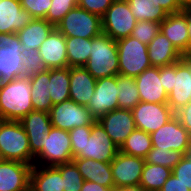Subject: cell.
Returning a JSON list of instances; mask_svg holds the SVG:
<instances>
[{
    "label": "cell",
    "instance_id": "cell-32",
    "mask_svg": "<svg viewBox=\"0 0 191 191\" xmlns=\"http://www.w3.org/2000/svg\"><path fill=\"white\" fill-rule=\"evenodd\" d=\"M152 147L150 134L143 130L135 129L121 145L119 151L127 155L145 158Z\"/></svg>",
    "mask_w": 191,
    "mask_h": 191
},
{
    "label": "cell",
    "instance_id": "cell-23",
    "mask_svg": "<svg viewBox=\"0 0 191 191\" xmlns=\"http://www.w3.org/2000/svg\"><path fill=\"white\" fill-rule=\"evenodd\" d=\"M96 79L81 66L70 67V99L82 106H88L94 94Z\"/></svg>",
    "mask_w": 191,
    "mask_h": 191
},
{
    "label": "cell",
    "instance_id": "cell-10",
    "mask_svg": "<svg viewBox=\"0 0 191 191\" xmlns=\"http://www.w3.org/2000/svg\"><path fill=\"white\" fill-rule=\"evenodd\" d=\"M150 138L154 148L175 150L183 155H186L191 148V135L176 116L151 133Z\"/></svg>",
    "mask_w": 191,
    "mask_h": 191
},
{
    "label": "cell",
    "instance_id": "cell-29",
    "mask_svg": "<svg viewBox=\"0 0 191 191\" xmlns=\"http://www.w3.org/2000/svg\"><path fill=\"white\" fill-rule=\"evenodd\" d=\"M48 89L53 105L70 99V67L50 69Z\"/></svg>",
    "mask_w": 191,
    "mask_h": 191
},
{
    "label": "cell",
    "instance_id": "cell-38",
    "mask_svg": "<svg viewBox=\"0 0 191 191\" xmlns=\"http://www.w3.org/2000/svg\"><path fill=\"white\" fill-rule=\"evenodd\" d=\"M160 32V23L148 20L137 21L130 36L136 38L141 43L148 45Z\"/></svg>",
    "mask_w": 191,
    "mask_h": 191
},
{
    "label": "cell",
    "instance_id": "cell-30",
    "mask_svg": "<svg viewBox=\"0 0 191 191\" xmlns=\"http://www.w3.org/2000/svg\"><path fill=\"white\" fill-rule=\"evenodd\" d=\"M172 174V169L161 166L145 163L140 180V186L145 191H160L166 180Z\"/></svg>",
    "mask_w": 191,
    "mask_h": 191
},
{
    "label": "cell",
    "instance_id": "cell-16",
    "mask_svg": "<svg viewBox=\"0 0 191 191\" xmlns=\"http://www.w3.org/2000/svg\"><path fill=\"white\" fill-rule=\"evenodd\" d=\"M98 121L119 148L136 129L132 111L129 109H115L101 116Z\"/></svg>",
    "mask_w": 191,
    "mask_h": 191
},
{
    "label": "cell",
    "instance_id": "cell-4",
    "mask_svg": "<svg viewBox=\"0 0 191 191\" xmlns=\"http://www.w3.org/2000/svg\"><path fill=\"white\" fill-rule=\"evenodd\" d=\"M23 51L17 33H0V89L4 82L25 76Z\"/></svg>",
    "mask_w": 191,
    "mask_h": 191
},
{
    "label": "cell",
    "instance_id": "cell-28",
    "mask_svg": "<svg viewBox=\"0 0 191 191\" xmlns=\"http://www.w3.org/2000/svg\"><path fill=\"white\" fill-rule=\"evenodd\" d=\"M50 79V69L45 72L29 76L31 86V101L34 111L50 112L53 104L50 99L48 83Z\"/></svg>",
    "mask_w": 191,
    "mask_h": 191
},
{
    "label": "cell",
    "instance_id": "cell-3",
    "mask_svg": "<svg viewBox=\"0 0 191 191\" xmlns=\"http://www.w3.org/2000/svg\"><path fill=\"white\" fill-rule=\"evenodd\" d=\"M0 155L3 160L34 165L28 136L20 121L0 119Z\"/></svg>",
    "mask_w": 191,
    "mask_h": 191
},
{
    "label": "cell",
    "instance_id": "cell-44",
    "mask_svg": "<svg viewBox=\"0 0 191 191\" xmlns=\"http://www.w3.org/2000/svg\"><path fill=\"white\" fill-rule=\"evenodd\" d=\"M175 116L179 119L180 124L191 135V101L176 111Z\"/></svg>",
    "mask_w": 191,
    "mask_h": 191
},
{
    "label": "cell",
    "instance_id": "cell-19",
    "mask_svg": "<svg viewBox=\"0 0 191 191\" xmlns=\"http://www.w3.org/2000/svg\"><path fill=\"white\" fill-rule=\"evenodd\" d=\"M141 102L167 103L168 94L162 86L159 67L151 66L135 77Z\"/></svg>",
    "mask_w": 191,
    "mask_h": 191
},
{
    "label": "cell",
    "instance_id": "cell-54",
    "mask_svg": "<svg viewBox=\"0 0 191 191\" xmlns=\"http://www.w3.org/2000/svg\"><path fill=\"white\" fill-rule=\"evenodd\" d=\"M24 191H33L32 189H31V187L29 186L26 190H24Z\"/></svg>",
    "mask_w": 191,
    "mask_h": 191
},
{
    "label": "cell",
    "instance_id": "cell-20",
    "mask_svg": "<svg viewBox=\"0 0 191 191\" xmlns=\"http://www.w3.org/2000/svg\"><path fill=\"white\" fill-rule=\"evenodd\" d=\"M38 50L48 69L68 67L66 37L56 27L42 42Z\"/></svg>",
    "mask_w": 191,
    "mask_h": 191
},
{
    "label": "cell",
    "instance_id": "cell-2",
    "mask_svg": "<svg viewBox=\"0 0 191 191\" xmlns=\"http://www.w3.org/2000/svg\"><path fill=\"white\" fill-rule=\"evenodd\" d=\"M117 42L105 33L91 38V51L84 68L97 80L119 75Z\"/></svg>",
    "mask_w": 191,
    "mask_h": 191
},
{
    "label": "cell",
    "instance_id": "cell-12",
    "mask_svg": "<svg viewBox=\"0 0 191 191\" xmlns=\"http://www.w3.org/2000/svg\"><path fill=\"white\" fill-rule=\"evenodd\" d=\"M136 129L153 133L166 124L175 113L167 103L139 102L132 110Z\"/></svg>",
    "mask_w": 191,
    "mask_h": 191
},
{
    "label": "cell",
    "instance_id": "cell-43",
    "mask_svg": "<svg viewBox=\"0 0 191 191\" xmlns=\"http://www.w3.org/2000/svg\"><path fill=\"white\" fill-rule=\"evenodd\" d=\"M115 0H78V7L102 17Z\"/></svg>",
    "mask_w": 191,
    "mask_h": 191
},
{
    "label": "cell",
    "instance_id": "cell-6",
    "mask_svg": "<svg viewBox=\"0 0 191 191\" xmlns=\"http://www.w3.org/2000/svg\"><path fill=\"white\" fill-rule=\"evenodd\" d=\"M69 131L52 127L45 137L42 150L34 157V165L57 166L72 162Z\"/></svg>",
    "mask_w": 191,
    "mask_h": 191
},
{
    "label": "cell",
    "instance_id": "cell-13",
    "mask_svg": "<svg viewBox=\"0 0 191 191\" xmlns=\"http://www.w3.org/2000/svg\"><path fill=\"white\" fill-rule=\"evenodd\" d=\"M118 94L117 76L96 80L94 94L87 106L96 120L115 109H119Z\"/></svg>",
    "mask_w": 191,
    "mask_h": 191
},
{
    "label": "cell",
    "instance_id": "cell-17",
    "mask_svg": "<svg viewBox=\"0 0 191 191\" xmlns=\"http://www.w3.org/2000/svg\"><path fill=\"white\" fill-rule=\"evenodd\" d=\"M20 123L28 136L31 154L35 157L42 150L45 137L52 128L50 115L45 111H31Z\"/></svg>",
    "mask_w": 191,
    "mask_h": 191
},
{
    "label": "cell",
    "instance_id": "cell-18",
    "mask_svg": "<svg viewBox=\"0 0 191 191\" xmlns=\"http://www.w3.org/2000/svg\"><path fill=\"white\" fill-rule=\"evenodd\" d=\"M32 165L14 160L0 162V191H24L30 184Z\"/></svg>",
    "mask_w": 191,
    "mask_h": 191
},
{
    "label": "cell",
    "instance_id": "cell-35",
    "mask_svg": "<svg viewBox=\"0 0 191 191\" xmlns=\"http://www.w3.org/2000/svg\"><path fill=\"white\" fill-rule=\"evenodd\" d=\"M184 155L181 152L175 150H167L161 148H154L146 155L145 163L154 165H161L173 169L182 159Z\"/></svg>",
    "mask_w": 191,
    "mask_h": 191
},
{
    "label": "cell",
    "instance_id": "cell-27",
    "mask_svg": "<svg viewBox=\"0 0 191 191\" xmlns=\"http://www.w3.org/2000/svg\"><path fill=\"white\" fill-rule=\"evenodd\" d=\"M54 28L55 26L46 19H33L22 30L17 32L23 50L31 48L38 50Z\"/></svg>",
    "mask_w": 191,
    "mask_h": 191
},
{
    "label": "cell",
    "instance_id": "cell-11",
    "mask_svg": "<svg viewBox=\"0 0 191 191\" xmlns=\"http://www.w3.org/2000/svg\"><path fill=\"white\" fill-rule=\"evenodd\" d=\"M119 152L104 127L97 120L91 125V135L84 143V149L75 158H89L95 161L111 163Z\"/></svg>",
    "mask_w": 191,
    "mask_h": 191
},
{
    "label": "cell",
    "instance_id": "cell-45",
    "mask_svg": "<svg viewBox=\"0 0 191 191\" xmlns=\"http://www.w3.org/2000/svg\"><path fill=\"white\" fill-rule=\"evenodd\" d=\"M159 76L162 78L163 87L169 94L173 89V64L159 67Z\"/></svg>",
    "mask_w": 191,
    "mask_h": 191
},
{
    "label": "cell",
    "instance_id": "cell-7",
    "mask_svg": "<svg viewBox=\"0 0 191 191\" xmlns=\"http://www.w3.org/2000/svg\"><path fill=\"white\" fill-rule=\"evenodd\" d=\"M65 37L95 38L102 33L101 17L75 7L56 25Z\"/></svg>",
    "mask_w": 191,
    "mask_h": 191
},
{
    "label": "cell",
    "instance_id": "cell-47",
    "mask_svg": "<svg viewBox=\"0 0 191 191\" xmlns=\"http://www.w3.org/2000/svg\"><path fill=\"white\" fill-rule=\"evenodd\" d=\"M156 7L163 8L167 14L177 13L182 10L176 0H152Z\"/></svg>",
    "mask_w": 191,
    "mask_h": 191
},
{
    "label": "cell",
    "instance_id": "cell-9",
    "mask_svg": "<svg viewBox=\"0 0 191 191\" xmlns=\"http://www.w3.org/2000/svg\"><path fill=\"white\" fill-rule=\"evenodd\" d=\"M101 21L102 32L115 41L130 36L137 23L126 0H115Z\"/></svg>",
    "mask_w": 191,
    "mask_h": 191
},
{
    "label": "cell",
    "instance_id": "cell-8",
    "mask_svg": "<svg viewBox=\"0 0 191 191\" xmlns=\"http://www.w3.org/2000/svg\"><path fill=\"white\" fill-rule=\"evenodd\" d=\"M49 115L52 127L65 131L93 125L97 121L87 106L79 105L71 99L53 105Z\"/></svg>",
    "mask_w": 191,
    "mask_h": 191
},
{
    "label": "cell",
    "instance_id": "cell-42",
    "mask_svg": "<svg viewBox=\"0 0 191 191\" xmlns=\"http://www.w3.org/2000/svg\"><path fill=\"white\" fill-rule=\"evenodd\" d=\"M172 174L191 191V160L186 155L172 169Z\"/></svg>",
    "mask_w": 191,
    "mask_h": 191
},
{
    "label": "cell",
    "instance_id": "cell-14",
    "mask_svg": "<svg viewBox=\"0 0 191 191\" xmlns=\"http://www.w3.org/2000/svg\"><path fill=\"white\" fill-rule=\"evenodd\" d=\"M111 171L115 188L140 185L145 159L118 152L111 161Z\"/></svg>",
    "mask_w": 191,
    "mask_h": 191
},
{
    "label": "cell",
    "instance_id": "cell-53",
    "mask_svg": "<svg viewBox=\"0 0 191 191\" xmlns=\"http://www.w3.org/2000/svg\"><path fill=\"white\" fill-rule=\"evenodd\" d=\"M186 58L191 62V54L186 56Z\"/></svg>",
    "mask_w": 191,
    "mask_h": 191
},
{
    "label": "cell",
    "instance_id": "cell-51",
    "mask_svg": "<svg viewBox=\"0 0 191 191\" xmlns=\"http://www.w3.org/2000/svg\"><path fill=\"white\" fill-rule=\"evenodd\" d=\"M176 1L181 8L191 5V0H176Z\"/></svg>",
    "mask_w": 191,
    "mask_h": 191
},
{
    "label": "cell",
    "instance_id": "cell-46",
    "mask_svg": "<svg viewBox=\"0 0 191 191\" xmlns=\"http://www.w3.org/2000/svg\"><path fill=\"white\" fill-rule=\"evenodd\" d=\"M160 191H190L185 185H183L179 179L171 174L166 180Z\"/></svg>",
    "mask_w": 191,
    "mask_h": 191
},
{
    "label": "cell",
    "instance_id": "cell-37",
    "mask_svg": "<svg viewBox=\"0 0 191 191\" xmlns=\"http://www.w3.org/2000/svg\"><path fill=\"white\" fill-rule=\"evenodd\" d=\"M77 6L78 0H51L50 9L45 19L56 27L63 17Z\"/></svg>",
    "mask_w": 191,
    "mask_h": 191
},
{
    "label": "cell",
    "instance_id": "cell-41",
    "mask_svg": "<svg viewBox=\"0 0 191 191\" xmlns=\"http://www.w3.org/2000/svg\"><path fill=\"white\" fill-rule=\"evenodd\" d=\"M24 10H27L33 19H45L50 9L51 0H19Z\"/></svg>",
    "mask_w": 191,
    "mask_h": 191
},
{
    "label": "cell",
    "instance_id": "cell-21",
    "mask_svg": "<svg viewBox=\"0 0 191 191\" xmlns=\"http://www.w3.org/2000/svg\"><path fill=\"white\" fill-rule=\"evenodd\" d=\"M32 20L19 0H0V33H17Z\"/></svg>",
    "mask_w": 191,
    "mask_h": 191
},
{
    "label": "cell",
    "instance_id": "cell-40",
    "mask_svg": "<svg viewBox=\"0 0 191 191\" xmlns=\"http://www.w3.org/2000/svg\"><path fill=\"white\" fill-rule=\"evenodd\" d=\"M69 135L73 158H75L84 149V143L91 135V125L74 128L69 131Z\"/></svg>",
    "mask_w": 191,
    "mask_h": 191
},
{
    "label": "cell",
    "instance_id": "cell-31",
    "mask_svg": "<svg viewBox=\"0 0 191 191\" xmlns=\"http://www.w3.org/2000/svg\"><path fill=\"white\" fill-rule=\"evenodd\" d=\"M68 67H84L91 51V38L66 37Z\"/></svg>",
    "mask_w": 191,
    "mask_h": 191
},
{
    "label": "cell",
    "instance_id": "cell-24",
    "mask_svg": "<svg viewBox=\"0 0 191 191\" xmlns=\"http://www.w3.org/2000/svg\"><path fill=\"white\" fill-rule=\"evenodd\" d=\"M72 162L78 168L84 181L98 183L112 190L115 188L110 163L89 158H73Z\"/></svg>",
    "mask_w": 191,
    "mask_h": 191
},
{
    "label": "cell",
    "instance_id": "cell-48",
    "mask_svg": "<svg viewBox=\"0 0 191 191\" xmlns=\"http://www.w3.org/2000/svg\"><path fill=\"white\" fill-rule=\"evenodd\" d=\"M181 12L185 15L187 19V29H188V55L191 54V5L182 8Z\"/></svg>",
    "mask_w": 191,
    "mask_h": 191
},
{
    "label": "cell",
    "instance_id": "cell-50",
    "mask_svg": "<svg viewBox=\"0 0 191 191\" xmlns=\"http://www.w3.org/2000/svg\"><path fill=\"white\" fill-rule=\"evenodd\" d=\"M113 191H145L140 185L123 186L114 188Z\"/></svg>",
    "mask_w": 191,
    "mask_h": 191
},
{
    "label": "cell",
    "instance_id": "cell-33",
    "mask_svg": "<svg viewBox=\"0 0 191 191\" xmlns=\"http://www.w3.org/2000/svg\"><path fill=\"white\" fill-rule=\"evenodd\" d=\"M128 6L137 21H153L161 23L166 17L167 12L156 7L152 0H126Z\"/></svg>",
    "mask_w": 191,
    "mask_h": 191
},
{
    "label": "cell",
    "instance_id": "cell-36",
    "mask_svg": "<svg viewBox=\"0 0 191 191\" xmlns=\"http://www.w3.org/2000/svg\"><path fill=\"white\" fill-rule=\"evenodd\" d=\"M62 177L63 191H80L84 179L73 162L55 166Z\"/></svg>",
    "mask_w": 191,
    "mask_h": 191
},
{
    "label": "cell",
    "instance_id": "cell-1",
    "mask_svg": "<svg viewBox=\"0 0 191 191\" xmlns=\"http://www.w3.org/2000/svg\"><path fill=\"white\" fill-rule=\"evenodd\" d=\"M34 111L31 101V86L28 76L4 82L0 89V119L20 121Z\"/></svg>",
    "mask_w": 191,
    "mask_h": 191
},
{
    "label": "cell",
    "instance_id": "cell-15",
    "mask_svg": "<svg viewBox=\"0 0 191 191\" xmlns=\"http://www.w3.org/2000/svg\"><path fill=\"white\" fill-rule=\"evenodd\" d=\"M173 86L167 104L175 113L191 101V62L186 57L173 64Z\"/></svg>",
    "mask_w": 191,
    "mask_h": 191
},
{
    "label": "cell",
    "instance_id": "cell-25",
    "mask_svg": "<svg viewBox=\"0 0 191 191\" xmlns=\"http://www.w3.org/2000/svg\"><path fill=\"white\" fill-rule=\"evenodd\" d=\"M147 49L150 64L154 67L172 65L184 58L161 32L147 45Z\"/></svg>",
    "mask_w": 191,
    "mask_h": 191
},
{
    "label": "cell",
    "instance_id": "cell-49",
    "mask_svg": "<svg viewBox=\"0 0 191 191\" xmlns=\"http://www.w3.org/2000/svg\"><path fill=\"white\" fill-rule=\"evenodd\" d=\"M80 191H113L111 188L104 187L98 183L84 181V184Z\"/></svg>",
    "mask_w": 191,
    "mask_h": 191
},
{
    "label": "cell",
    "instance_id": "cell-34",
    "mask_svg": "<svg viewBox=\"0 0 191 191\" xmlns=\"http://www.w3.org/2000/svg\"><path fill=\"white\" fill-rule=\"evenodd\" d=\"M117 88L119 93V109L132 110L140 102V96L134 77L119 74L117 76Z\"/></svg>",
    "mask_w": 191,
    "mask_h": 191
},
{
    "label": "cell",
    "instance_id": "cell-52",
    "mask_svg": "<svg viewBox=\"0 0 191 191\" xmlns=\"http://www.w3.org/2000/svg\"><path fill=\"white\" fill-rule=\"evenodd\" d=\"M186 156L191 160V148H190V150L186 153Z\"/></svg>",
    "mask_w": 191,
    "mask_h": 191
},
{
    "label": "cell",
    "instance_id": "cell-26",
    "mask_svg": "<svg viewBox=\"0 0 191 191\" xmlns=\"http://www.w3.org/2000/svg\"><path fill=\"white\" fill-rule=\"evenodd\" d=\"M29 186L33 191H63L61 172L55 166L33 165Z\"/></svg>",
    "mask_w": 191,
    "mask_h": 191
},
{
    "label": "cell",
    "instance_id": "cell-39",
    "mask_svg": "<svg viewBox=\"0 0 191 191\" xmlns=\"http://www.w3.org/2000/svg\"><path fill=\"white\" fill-rule=\"evenodd\" d=\"M24 58L22 64L25 70V76H31L37 73L45 72L48 70L43 63V59L39 54V50L27 49L23 51Z\"/></svg>",
    "mask_w": 191,
    "mask_h": 191
},
{
    "label": "cell",
    "instance_id": "cell-5",
    "mask_svg": "<svg viewBox=\"0 0 191 191\" xmlns=\"http://www.w3.org/2000/svg\"><path fill=\"white\" fill-rule=\"evenodd\" d=\"M116 42L120 75L135 78L151 67L146 44L132 36L119 39Z\"/></svg>",
    "mask_w": 191,
    "mask_h": 191
},
{
    "label": "cell",
    "instance_id": "cell-22",
    "mask_svg": "<svg viewBox=\"0 0 191 191\" xmlns=\"http://www.w3.org/2000/svg\"><path fill=\"white\" fill-rule=\"evenodd\" d=\"M160 32L184 57L188 56L187 19L181 11L168 14L160 23Z\"/></svg>",
    "mask_w": 191,
    "mask_h": 191
}]
</instances>
